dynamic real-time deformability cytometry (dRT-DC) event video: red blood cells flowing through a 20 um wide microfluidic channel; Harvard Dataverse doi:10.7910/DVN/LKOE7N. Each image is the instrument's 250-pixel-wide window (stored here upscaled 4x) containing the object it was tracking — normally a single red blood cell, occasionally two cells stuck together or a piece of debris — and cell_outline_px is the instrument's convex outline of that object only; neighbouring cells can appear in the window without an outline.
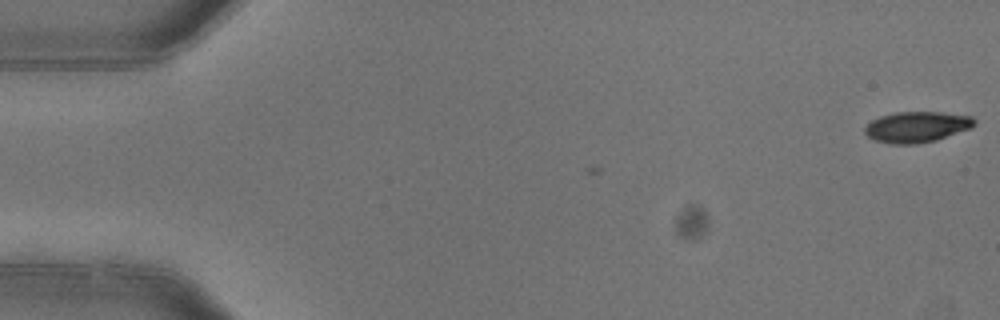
{"species": "common noctule bat (a hibernating species)", "species_latin": "Nyctalus noctula", "temperature_condition": "warm", "stored_images_in_passage": 2, "camera_frame_rate_fps": 3000, "um_per_image_px": 0.085, "animal": {"sex": "female"}, "frame": {"image": 1, "passage_image": 2, "time_ms": 0.333, "image_size_px": [1000, 320], "cell_outline_px": [[976, 124], [968, 128], [936, 140], [916, 144], [888, 144], [872, 140], [864, 132], [864, 128], [872, 120], [880, 116], [896, 112], [940, 112], [972, 116], [976, 120]], "centroid_in_image_um": [77.89, 10.79], "position_along_channel_um": 7.1, "area_um2": 19.65}}